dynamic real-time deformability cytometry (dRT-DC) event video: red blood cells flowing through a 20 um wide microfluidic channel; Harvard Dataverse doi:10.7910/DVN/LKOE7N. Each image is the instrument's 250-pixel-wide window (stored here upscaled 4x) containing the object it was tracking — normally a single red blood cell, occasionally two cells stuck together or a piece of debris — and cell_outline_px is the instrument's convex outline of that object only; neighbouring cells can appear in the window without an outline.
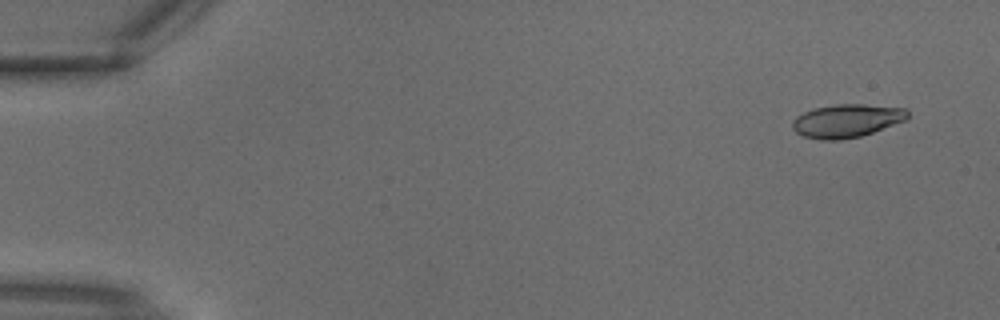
{"species": "common noctule bat (a hibernating species)", "species_latin": "Nyctalus noctula", "temperature_condition": "warm", "stored_images_in_passage": 3, "camera_frame_rate_fps": 3000, "um_per_image_px": 0.085, "animal": {"sex": "male", "body_mass_g": 18.8}, "frame": {"image": 1, "passage_image": 1, "time_ms": 0.0, "image_size_px": [1000, 320], "cell_outline_px": [[908, 116], [904, 120], [872, 132], [860, 136], [840, 140], [820, 140], [804, 136], [796, 132], [792, 128], [792, 120], [796, 116], [812, 108], [836, 104], [864, 104], [904, 108], [908, 112]], "centroid_in_image_um": [71.91, 10.26], "position_along_channel_um": 13.1, "area_um2": 22.2}}